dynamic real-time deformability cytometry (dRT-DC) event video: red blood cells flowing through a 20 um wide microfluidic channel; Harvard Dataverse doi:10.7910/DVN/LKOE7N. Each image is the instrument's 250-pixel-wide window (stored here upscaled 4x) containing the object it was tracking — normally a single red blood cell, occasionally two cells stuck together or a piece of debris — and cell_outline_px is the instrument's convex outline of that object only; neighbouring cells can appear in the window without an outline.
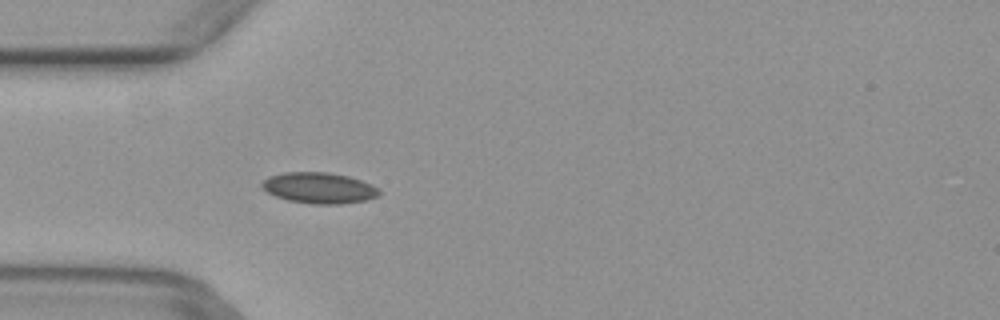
{"species": "common noctule bat (a hibernating species)", "species_latin": "Nyctalus noctula", "temperature_condition": "warm", "stored_images_in_passage": 50, "camera_frame_rate_fps": 3000, "um_per_image_px": 0.085, "animal": {"sex": "female", "body_mass_g": 29.2, "forearm_length_mm": 56.3}, "frame": {"image": 1, "passage_image": 15, "time_ms": 4.667, "image_size_px": [1000, 320], "cell_outline_px": [[380, 196], [368, 200], [340, 204], [312, 204], [288, 200], [276, 196], [260, 188], [260, 184], [268, 176], [284, 172], [328, 172], [348, 176], [360, 180], [380, 188]], "centroid_in_image_um": [27.13, 15.97], "position_along_channel_um": 57.9, "area_um2": 21.33}}
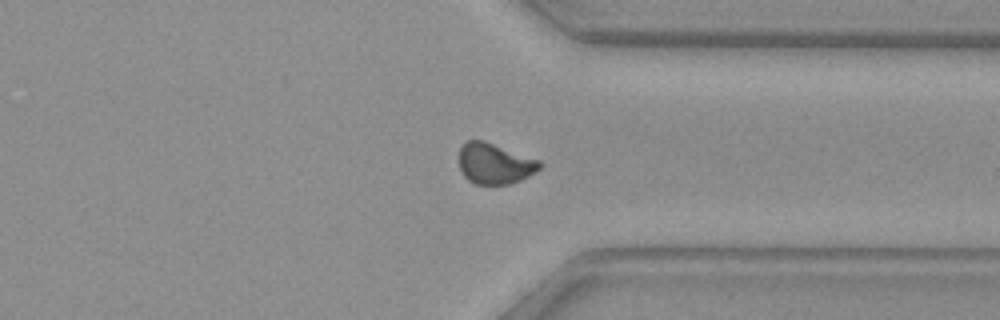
{"frame": {"image": 2, "passage_image": 38, "time_ms": 12.333, "image_size_px": [1000, 320], "cell_outline_px": [[544, 164], [536, 172], [512, 184], [476, 184], [468, 180], [460, 172], [460, 148], [464, 140], [484, 140], [540, 160]], "centroid_in_image_um": [42.06, 13.9], "position_along_channel_um": 369.3, "area_um2": 19.36}}
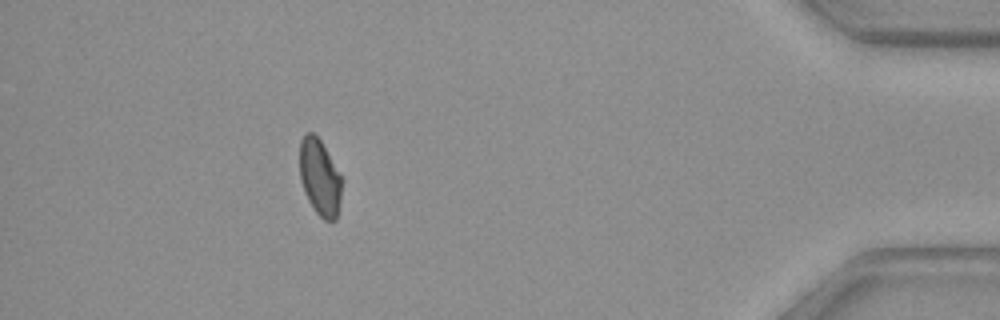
{"frame": {"image": 3, "passage_image": 45, "time_ms": 14.667, "image_size_px": [1000, 320], "cell_outline_px": [[340, 200], [336, 220], [324, 220], [316, 212], [308, 200], [304, 192], [300, 180], [300, 140], [308, 132], [312, 132], [320, 140], [340, 172]], "centroid_in_image_um": [27.16, 15.08], "position_along_channel_um": 408.0, "area_um2": 18.5}}